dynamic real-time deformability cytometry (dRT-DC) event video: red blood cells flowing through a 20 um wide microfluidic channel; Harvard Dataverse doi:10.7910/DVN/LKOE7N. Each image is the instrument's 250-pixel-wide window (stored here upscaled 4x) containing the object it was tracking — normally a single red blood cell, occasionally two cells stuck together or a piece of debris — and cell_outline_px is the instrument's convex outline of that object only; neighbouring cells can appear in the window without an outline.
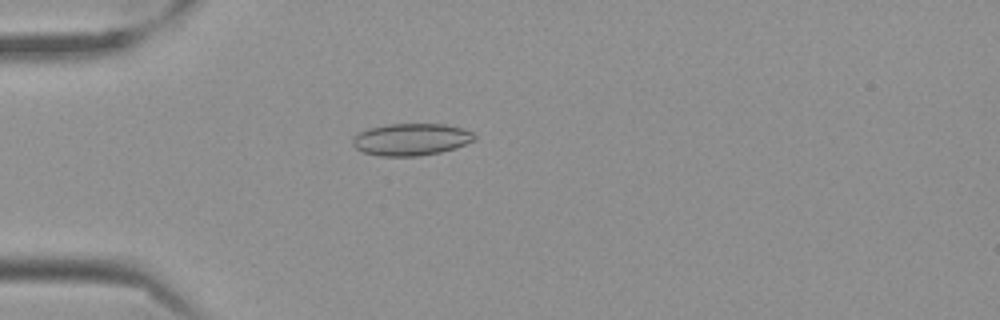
{"species": "Egyptian fruit bat (a non-hibernating species)", "species_latin": "Rousettus aegyptiacus", "temperature_condition": "cold", "stored_images_in_passage": 58, "camera_frame_rate_fps": 3000, "um_per_image_px": 0.085, "frame": {"image": 1, "passage_image": 17, "time_ms": 5.333, "image_size_px": [1000, 320], "cell_outline_px": [[476, 140], [456, 148], [440, 152], [420, 156], [380, 156], [364, 152], [356, 148], [352, 144], [352, 140], [360, 132], [368, 128], [388, 124], [444, 124], [460, 128], [472, 132], [476, 136]], "centroid_in_image_um": [34.97, 11.85], "position_along_channel_um": 50.0, "area_um2": 22.72}}
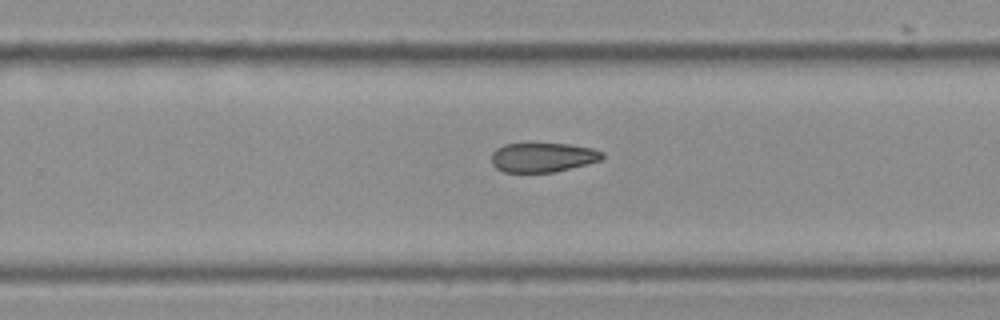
{"frame": {"image": 2, "passage_image": 38, "time_ms": 12.333, "image_size_px": [1000, 320], "cell_outline_px": [[604, 156], [600, 160], [588, 164], [552, 172], [504, 172], [496, 168], [492, 164], [492, 152], [496, 148], [504, 144], [568, 144], [592, 148], [604, 152]], "centroid_in_image_um": [46.13, 13.37], "position_along_channel_um": 283.7, "area_um2": 18.9}}
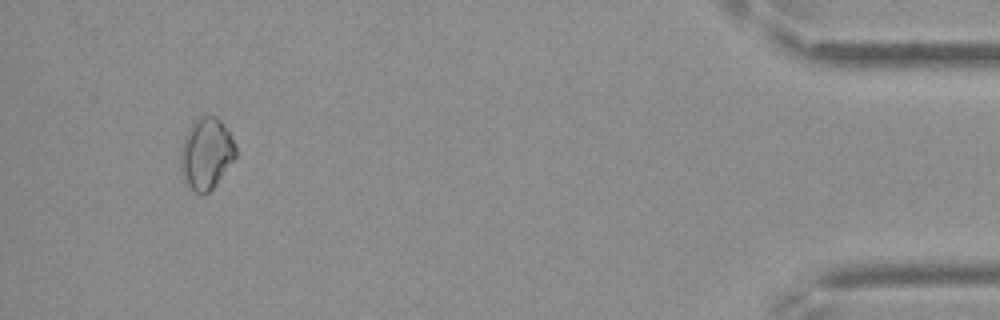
{"frame": {"image": 3, "passage_image": 55, "time_ms": 18.0, "image_size_px": [1000, 320], "cell_outline_px": [[236, 156], [216, 184], [208, 192], [200, 196], [184, 184], [180, 172], [180, 148], [184, 136], [188, 128], [200, 116], [216, 116], [220, 120], [228, 132], [236, 148]], "centroid_in_image_um": [17.47, 13.1], "position_along_channel_um": 417.7, "area_um2": 23.06}}